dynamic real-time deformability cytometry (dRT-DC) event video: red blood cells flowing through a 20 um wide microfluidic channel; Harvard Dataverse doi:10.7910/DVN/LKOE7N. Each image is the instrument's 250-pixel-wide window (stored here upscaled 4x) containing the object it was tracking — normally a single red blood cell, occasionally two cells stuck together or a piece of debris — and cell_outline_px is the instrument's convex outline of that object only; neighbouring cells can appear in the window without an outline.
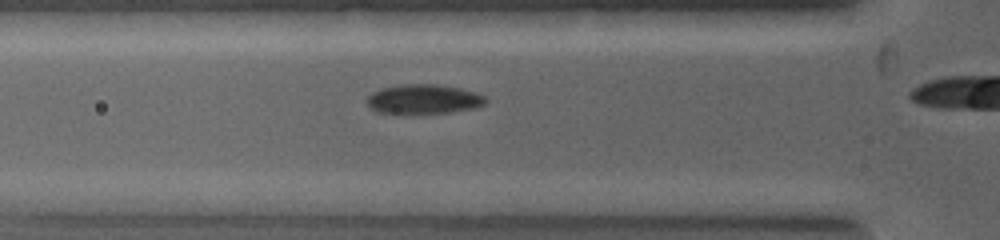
{"species": "common noctule bat (a hibernating species)", "species_latin": "Nyctalus noctula", "temperature_condition": "warm", "stored_images_in_passage": 9, "camera_frame_rate_fps": 5000, "um_per_image_px": 0.085, "animal": {"sex": "female", "body_mass_g": 19.0, "forearm_length_mm": 53.3}, "frame": {"image": 1, "passage_image": 4, "time_ms": 1.2, "image_size_px": [1000, 240], "cell_outline_px": [[488, 100], [484, 104], [472, 108], [448, 112], [376, 112], [368, 104], [368, 96], [372, 92], [380, 88], [404, 84], [436, 84], [460, 88], [484, 96]], "centroid_in_image_um": [36.0, 8.4], "position_along_channel_um": 89.8, "area_um2": 19.77}}